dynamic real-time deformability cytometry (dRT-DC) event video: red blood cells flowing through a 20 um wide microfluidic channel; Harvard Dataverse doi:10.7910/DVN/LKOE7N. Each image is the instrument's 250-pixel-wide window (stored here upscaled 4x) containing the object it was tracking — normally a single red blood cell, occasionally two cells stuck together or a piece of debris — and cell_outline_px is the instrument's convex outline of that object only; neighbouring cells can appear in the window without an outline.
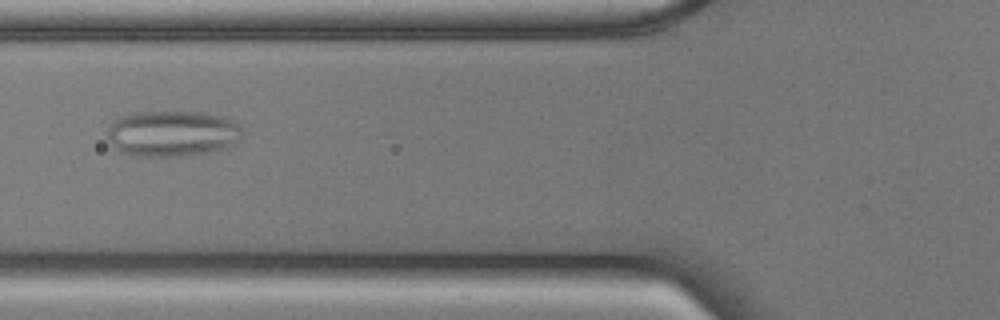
{"species": "common noctule bat (a hibernating species)", "species_latin": "Nyctalus noctula", "temperature_condition": "cold", "stored_images_in_passage": 43, "camera_frame_rate_fps": 3000, "um_per_image_px": 0.085, "animal": {"sex": "male", "body_mass_g": 17.9, "forearm_length_mm": 54.2}, "frame": {"image": 1, "passage_image": 20, "time_ms": 6.333, "image_size_px": [1000, 320], "cell_outline_px": [[244, 136], [232, 148], [208, 152], [180, 156], [132, 156], [116, 148], [108, 140], [108, 128], [120, 116], [136, 112], [204, 112], [220, 116], [232, 120], [240, 124], [244, 128]], "centroid_in_image_um": [14.74, 11.35], "position_along_channel_um": 111.1, "area_um2": 36.59}}
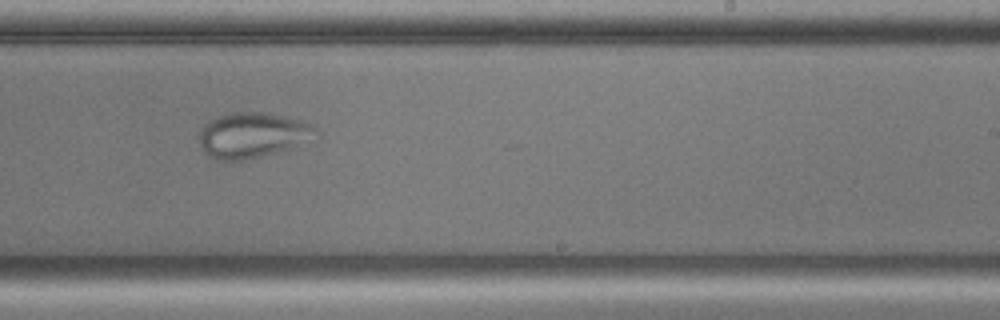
{"frame": {"image": 2, "passage_image": 33, "time_ms": 10.667, "image_size_px": [1000, 320], "cell_outline_px": [[320, 136], [316, 140], [292, 148], [244, 160], [216, 160], [208, 156], [200, 144], [200, 132], [204, 124], [208, 120], [216, 116], [232, 112], [264, 112], [284, 116], [300, 120], [312, 124], [320, 132]], "centroid_in_image_um": [21.53, 11.48], "position_along_channel_um": 267.5, "area_um2": 31.33}}